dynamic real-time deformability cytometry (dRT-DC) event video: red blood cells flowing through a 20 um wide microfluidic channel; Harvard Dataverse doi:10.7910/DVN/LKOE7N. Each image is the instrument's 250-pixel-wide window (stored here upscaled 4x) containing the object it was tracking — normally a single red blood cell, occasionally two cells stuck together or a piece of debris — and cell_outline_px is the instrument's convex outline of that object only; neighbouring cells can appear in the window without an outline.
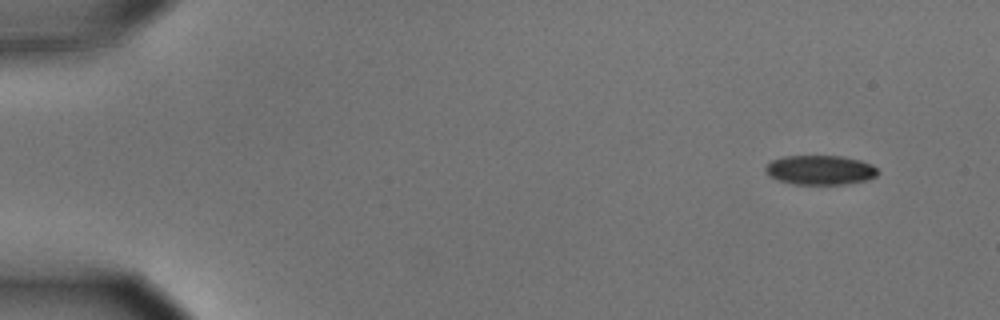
{"species": "common noctule bat (a hibernating species)", "species_latin": "Nyctalus noctula", "temperature_condition": "cold", "stored_images_in_passage": 9, "camera_frame_rate_fps": 3000, "um_per_image_px": 0.085, "animal": {"sex": "male", "body_mass_g": 15.6}, "frame": {"image": 1, "passage_image": 1, "time_ms": 0.0, "image_size_px": [1000, 320], "cell_outline_px": [[880, 172], [876, 176], [868, 180], [848, 184], [792, 184], [776, 180], [768, 176], [764, 168], [772, 160], [784, 156], [840, 156], [860, 160], [872, 164]], "centroid_in_image_um": [69.72, 14.46], "position_along_channel_um": 15.3, "area_um2": 19.48}}
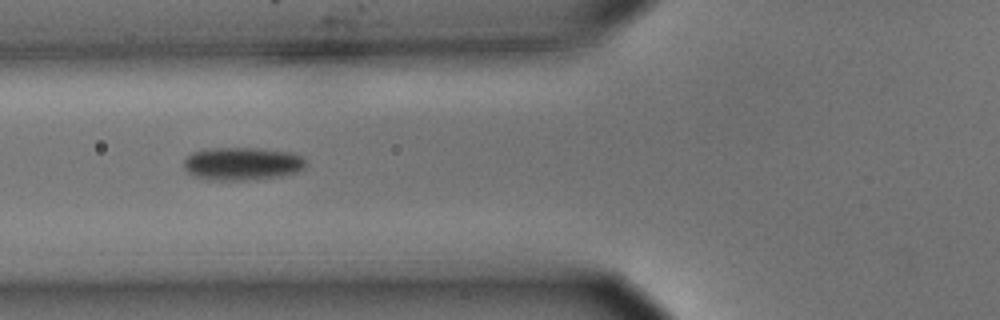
{"frame": {"image": 2, "passage_image": 6, "time_ms": 1.667, "image_size_px": [1000, 320], "cell_outline_px": [[304, 168], [296, 172], [280, 176], [244, 180], [208, 180], [196, 176], [188, 172], [184, 168], [184, 160], [192, 152], [208, 148], [256, 148], [292, 152], [304, 156]], "centroid_in_image_um": [20.58, 13.9], "position_along_channel_um": 105.2, "area_um2": 23.41}}
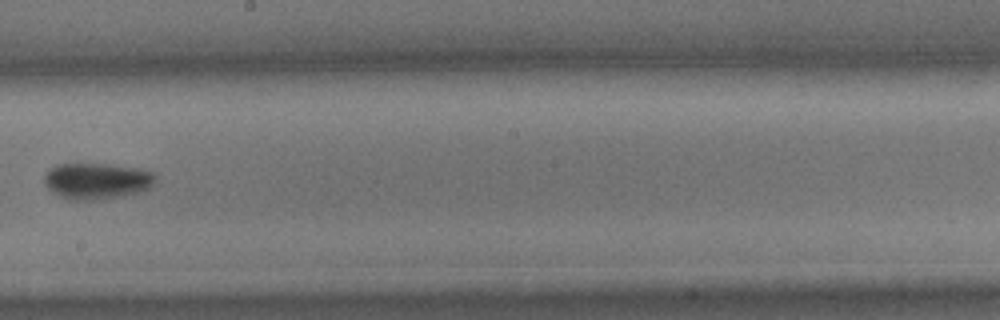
{"frame": {"image": 3, "passage_image": 9, "time_ms": 2.667, "image_size_px": [1000, 320], "cell_outline_px": [[156, 180], [148, 188], [140, 192], [100, 200], [68, 200], [52, 192], [44, 184], [44, 176], [48, 168], [56, 164], [112, 164], [140, 168], [152, 172], [156, 176]], "centroid_in_image_um": [8.2, 15.38], "position_along_channel_um": 240.0, "area_um2": 23.76}}